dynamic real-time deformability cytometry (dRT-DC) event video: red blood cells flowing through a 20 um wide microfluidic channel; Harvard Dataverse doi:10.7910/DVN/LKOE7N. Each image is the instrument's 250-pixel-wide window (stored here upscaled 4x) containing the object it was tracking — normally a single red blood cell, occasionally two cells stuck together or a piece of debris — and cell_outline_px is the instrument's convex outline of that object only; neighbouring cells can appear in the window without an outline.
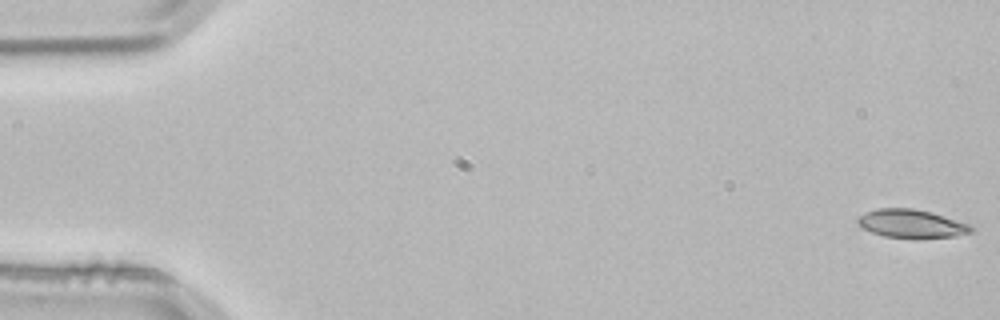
{"species": "common noctule bat (a hibernating species)", "species_latin": "Nyctalus noctula", "temperature_condition": "room temperature", "stored_images_in_passage": 3, "camera_frame_rate_fps": 3000, "um_per_image_px": 0.085, "animal": {"sex": "male", "body_mass_g": 21.5, "forearm_length_mm": 52.0}, "frame": {"image": 1, "passage_image": 1, "time_ms": 0.0, "image_size_px": [1000, 320], "cell_outline_px": [[972, 232], [956, 236], [884, 236], [872, 232], [856, 224], [856, 220], [860, 216], [876, 208], [912, 208], [932, 212], [968, 224], [972, 228]], "centroid_in_image_um": [77.43, 18.97], "position_along_channel_um": 7.6, "area_um2": 17.98}}